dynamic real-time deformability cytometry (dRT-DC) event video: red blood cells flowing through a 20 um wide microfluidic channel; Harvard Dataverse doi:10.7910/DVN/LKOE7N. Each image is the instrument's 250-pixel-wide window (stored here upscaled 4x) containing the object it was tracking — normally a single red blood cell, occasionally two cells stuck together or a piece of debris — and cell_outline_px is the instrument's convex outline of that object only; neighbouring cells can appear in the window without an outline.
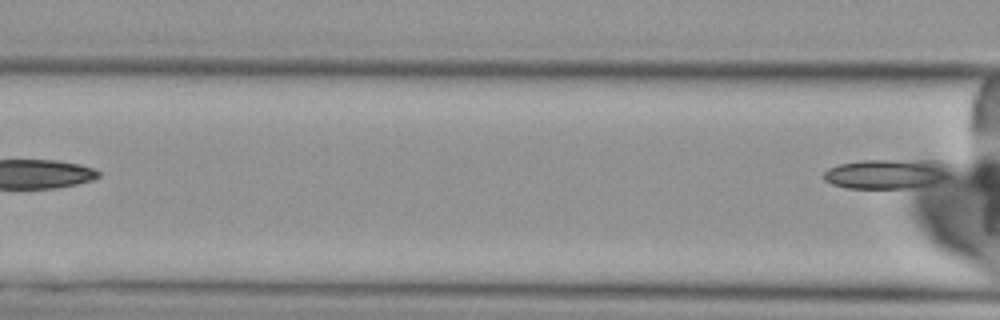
{"species": "Egyptian fruit bat (a non-hibernating species)", "species_latin": "Rousettus aegyptiacus", "temperature_condition": "cold", "stored_images_in_passage": 8, "camera_frame_rate_fps": 3000, "um_per_image_px": 0.085, "animal": {"sex": "female"}, "frame": {"image": 1, "passage_image": 8, "time_ms": 8.333, "image_size_px": [1000, 320], "cell_outline_px": [[952, 172], [948, 176], [908, 188], [848, 188], [832, 184], [824, 180], [824, 172], [828, 168], [840, 164], [860, 160], [940, 160], [952, 164]], "centroid_in_image_um": [75.38, 14.74], "position_along_channel_um": 91.2, "area_um2": 21.91}}